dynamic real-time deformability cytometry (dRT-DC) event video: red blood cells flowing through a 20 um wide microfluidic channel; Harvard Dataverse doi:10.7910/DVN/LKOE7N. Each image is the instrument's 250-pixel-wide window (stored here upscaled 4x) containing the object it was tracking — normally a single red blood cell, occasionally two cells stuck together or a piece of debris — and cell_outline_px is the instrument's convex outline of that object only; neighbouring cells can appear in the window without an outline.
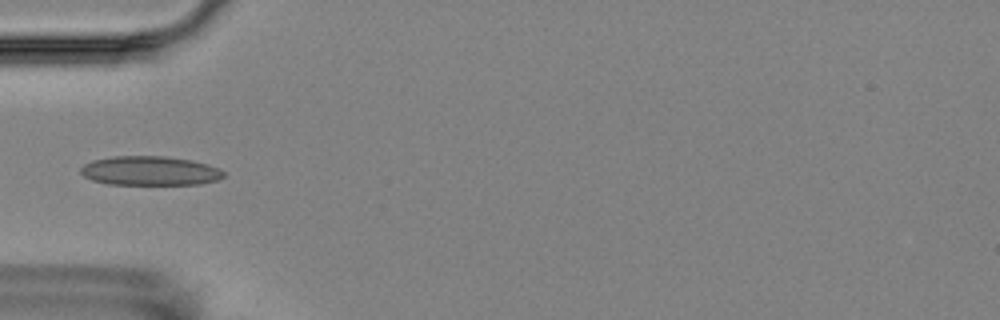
{"species": "Egyptian fruit bat (a non-hibernating species)", "species_latin": "Rousettus aegyptiacus", "temperature_condition": "room temperature", "stored_images_in_passage": 5, "camera_frame_rate_fps": 3000, "um_per_image_px": 0.085, "animal": {"sex": "female"}, "frame": {"image": 1, "passage_image": 5, "time_ms": 4.667, "image_size_px": [1000, 320], "cell_outline_px": [[224, 176], [216, 180], [200, 184], [108, 184], [92, 180], [84, 176], [80, 172], [80, 168], [84, 164], [92, 160], [112, 156], [164, 156], [192, 160], [208, 164], [220, 168], [224, 172]], "centroid_in_image_um": [12.74, 14.51], "position_along_channel_um": 72.3, "area_um2": 24.39}}